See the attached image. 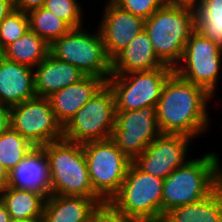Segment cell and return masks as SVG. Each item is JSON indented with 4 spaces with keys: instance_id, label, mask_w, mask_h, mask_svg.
Listing matches in <instances>:
<instances>
[{
    "instance_id": "1",
    "label": "cell",
    "mask_w": 222,
    "mask_h": 222,
    "mask_svg": "<svg viewBox=\"0 0 222 222\" xmlns=\"http://www.w3.org/2000/svg\"><path fill=\"white\" fill-rule=\"evenodd\" d=\"M211 96L204 88L188 82L173 72L164 83L156 106L161 134L197 137L208 127L207 101Z\"/></svg>"
},
{
    "instance_id": "2",
    "label": "cell",
    "mask_w": 222,
    "mask_h": 222,
    "mask_svg": "<svg viewBox=\"0 0 222 222\" xmlns=\"http://www.w3.org/2000/svg\"><path fill=\"white\" fill-rule=\"evenodd\" d=\"M216 153L189 160L163 182L162 219L175 207L203 200L222 184V169ZM220 164V165H219Z\"/></svg>"
},
{
    "instance_id": "3",
    "label": "cell",
    "mask_w": 222,
    "mask_h": 222,
    "mask_svg": "<svg viewBox=\"0 0 222 222\" xmlns=\"http://www.w3.org/2000/svg\"><path fill=\"white\" fill-rule=\"evenodd\" d=\"M195 28V9L184 5L165 3L145 20V31L155 54L173 70L181 62L186 42Z\"/></svg>"
},
{
    "instance_id": "4",
    "label": "cell",
    "mask_w": 222,
    "mask_h": 222,
    "mask_svg": "<svg viewBox=\"0 0 222 222\" xmlns=\"http://www.w3.org/2000/svg\"><path fill=\"white\" fill-rule=\"evenodd\" d=\"M42 147L49 161L52 195L89 197L99 205L104 203L93 191L82 144L63 138Z\"/></svg>"
},
{
    "instance_id": "5",
    "label": "cell",
    "mask_w": 222,
    "mask_h": 222,
    "mask_svg": "<svg viewBox=\"0 0 222 222\" xmlns=\"http://www.w3.org/2000/svg\"><path fill=\"white\" fill-rule=\"evenodd\" d=\"M163 182L131 162L122 186L109 203L135 222H161Z\"/></svg>"
},
{
    "instance_id": "6",
    "label": "cell",
    "mask_w": 222,
    "mask_h": 222,
    "mask_svg": "<svg viewBox=\"0 0 222 222\" xmlns=\"http://www.w3.org/2000/svg\"><path fill=\"white\" fill-rule=\"evenodd\" d=\"M50 53L59 60L74 65L86 76H111V59L106 54L100 31L95 35L84 29H71L50 45Z\"/></svg>"
},
{
    "instance_id": "7",
    "label": "cell",
    "mask_w": 222,
    "mask_h": 222,
    "mask_svg": "<svg viewBox=\"0 0 222 222\" xmlns=\"http://www.w3.org/2000/svg\"><path fill=\"white\" fill-rule=\"evenodd\" d=\"M94 193L104 202L118 193L131 160L111 140L82 144Z\"/></svg>"
},
{
    "instance_id": "8",
    "label": "cell",
    "mask_w": 222,
    "mask_h": 222,
    "mask_svg": "<svg viewBox=\"0 0 222 222\" xmlns=\"http://www.w3.org/2000/svg\"><path fill=\"white\" fill-rule=\"evenodd\" d=\"M115 114V96L106 83L63 127V138L79 144L108 140Z\"/></svg>"
},
{
    "instance_id": "9",
    "label": "cell",
    "mask_w": 222,
    "mask_h": 222,
    "mask_svg": "<svg viewBox=\"0 0 222 222\" xmlns=\"http://www.w3.org/2000/svg\"><path fill=\"white\" fill-rule=\"evenodd\" d=\"M173 72L171 67H160L150 71L111 75L107 84L114 93L116 111L157 106L164 83Z\"/></svg>"
},
{
    "instance_id": "10",
    "label": "cell",
    "mask_w": 222,
    "mask_h": 222,
    "mask_svg": "<svg viewBox=\"0 0 222 222\" xmlns=\"http://www.w3.org/2000/svg\"><path fill=\"white\" fill-rule=\"evenodd\" d=\"M10 127L34 147L63 139V126L46 97L36 96L10 107Z\"/></svg>"
},
{
    "instance_id": "11",
    "label": "cell",
    "mask_w": 222,
    "mask_h": 222,
    "mask_svg": "<svg viewBox=\"0 0 222 222\" xmlns=\"http://www.w3.org/2000/svg\"><path fill=\"white\" fill-rule=\"evenodd\" d=\"M222 47L212 39L204 37L196 29L186 42L182 62L174 72L184 80L204 88L214 96L216 82L220 72Z\"/></svg>"
},
{
    "instance_id": "12",
    "label": "cell",
    "mask_w": 222,
    "mask_h": 222,
    "mask_svg": "<svg viewBox=\"0 0 222 222\" xmlns=\"http://www.w3.org/2000/svg\"><path fill=\"white\" fill-rule=\"evenodd\" d=\"M161 134L156 106L116 111L111 140L133 162Z\"/></svg>"
},
{
    "instance_id": "13",
    "label": "cell",
    "mask_w": 222,
    "mask_h": 222,
    "mask_svg": "<svg viewBox=\"0 0 222 222\" xmlns=\"http://www.w3.org/2000/svg\"><path fill=\"white\" fill-rule=\"evenodd\" d=\"M191 139L180 134H160L133 163L142 172L164 180L189 161L185 159Z\"/></svg>"
},
{
    "instance_id": "14",
    "label": "cell",
    "mask_w": 222,
    "mask_h": 222,
    "mask_svg": "<svg viewBox=\"0 0 222 222\" xmlns=\"http://www.w3.org/2000/svg\"><path fill=\"white\" fill-rule=\"evenodd\" d=\"M99 26L106 54L112 60L145 29V20L121 9L109 0Z\"/></svg>"
},
{
    "instance_id": "15",
    "label": "cell",
    "mask_w": 222,
    "mask_h": 222,
    "mask_svg": "<svg viewBox=\"0 0 222 222\" xmlns=\"http://www.w3.org/2000/svg\"><path fill=\"white\" fill-rule=\"evenodd\" d=\"M8 186L36 191L45 198L51 195L49 161L43 147H33L9 172Z\"/></svg>"
},
{
    "instance_id": "16",
    "label": "cell",
    "mask_w": 222,
    "mask_h": 222,
    "mask_svg": "<svg viewBox=\"0 0 222 222\" xmlns=\"http://www.w3.org/2000/svg\"><path fill=\"white\" fill-rule=\"evenodd\" d=\"M106 83L103 78L85 76L47 97L58 122L64 127Z\"/></svg>"
},
{
    "instance_id": "17",
    "label": "cell",
    "mask_w": 222,
    "mask_h": 222,
    "mask_svg": "<svg viewBox=\"0 0 222 222\" xmlns=\"http://www.w3.org/2000/svg\"><path fill=\"white\" fill-rule=\"evenodd\" d=\"M35 97L34 69L0 55V105L12 107Z\"/></svg>"
},
{
    "instance_id": "18",
    "label": "cell",
    "mask_w": 222,
    "mask_h": 222,
    "mask_svg": "<svg viewBox=\"0 0 222 222\" xmlns=\"http://www.w3.org/2000/svg\"><path fill=\"white\" fill-rule=\"evenodd\" d=\"M86 75L72 64L59 60L51 53L34 70V89L38 97H49Z\"/></svg>"
},
{
    "instance_id": "19",
    "label": "cell",
    "mask_w": 222,
    "mask_h": 222,
    "mask_svg": "<svg viewBox=\"0 0 222 222\" xmlns=\"http://www.w3.org/2000/svg\"><path fill=\"white\" fill-rule=\"evenodd\" d=\"M165 66L157 57L145 29L111 60V75L150 71Z\"/></svg>"
},
{
    "instance_id": "20",
    "label": "cell",
    "mask_w": 222,
    "mask_h": 222,
    "mask_svg": "<svg viewBox=\"0 0 222 222\" xmlns=\"http://www.w3.org/2000/svg\"><path fill=\"white\" fill-rule=\"evenodd\" d=\"M98 205L89 197L51 194L45 198L42 222H88Z\"/></svg>"
},
{
    "instance_id": "21",
    "label": "cell",
    "mask_w": 222,
    "mask_h": 222,
    "mask_svg": "<svg viewBox=\"0 0 222 222\" xmlns=\"http://www.w3.org/2000/svg\"><path fill=\"white\" fill-rule=\"evenodd\" d=\"M161 222H222V184L203 200L173 208Z\"/></svg>"
},
{
    "instance_id": "22",
    "label": "cell",
    "mask_w": 222,
    "mask_h": 222,
    "mask_svg": "<svg viewBox=\"0 0 222 222\" xmlns=\"http://www.w3.org/2000/svg\"><path fill=\"white\" fill-rule=\"evenodd\" d=\"M0 201L11 220L42 219L45 197L36 191L7 186L0 190Z\"/></svg>"
},
{
    "instance_id": "23",
    "label": "cell",
    "mask_w": 222,
    "mask_h": 222,
    "mask_svg": "<svg viewBox=\"0 0 222 222\" xmlns=\"http://www.w3.org/2000/svg\"><path fill=\"white\" fill-rule=\"evenodd\" d=\"M50 53V45L30 29L7 46L0 55L5 59L35 68Z\"/></svg>"
},
{
    "instance_id": "24",
    "label": "cell",
    "mask_w": 222,
    "mask_h": 222,
    "mask_svg": "<svg viewBox=\"0 0 222 222\" xmlns=\"http://www.w3.org/2000/svg\"><path fill=\"white\" fill-rule=\"evenodd\" d=\"M194 9L195 29L222 47V0H201Z\"/></svg>"
},
{
    "instance_id": "25",
    "label": "cell",
    "mask_w": 222,
    "mask_h": 222,
    "mask_svg": "<svg viewBox=\"0 0 222 222\" xmlns=\"http://www.w3.org/2000/svg\"><path fill=\"white\" fill-rule=\"evenodd\" d=\"M27 14L30 30L49 45L72 29L64 20L44 7L33 9Z\"/></svg>"
},
{
    "instance_id": "26",
    "label": "cell",
    "mask_w": 222,
    "mask_h": 222,
    "mask_svg": "<svg viewBox=\"0 0 222 222\" xmlns=\"http://www.w3.org/2000/svg\"><path fill=\"white\" fill-rule=\"evenodd\" d=\"M33 147L30 142L10 127L0 135V163L10 172Z\"/></svg>"
},
{
    "instance_id": "27",
    "label": "cell",
    "mask_w": 222,
    "mask_h": 222,
    "mask_svg": "<svg viewBox=\"0 0 222 222\" xmlns=\"http://www.w3.org/2000/svg\"><path fill=\"white\" fill-rule=\"evenodd\" d=\"M29 18L26 12L13 9L0 22V53L29 30Z\"/></svg>"
},
{
    "instance_id": "28",
    "label": "cell",
    "mask_w": 222,
    "mask_h": 222,
    "mask_svg": "<svg viewBox=\"0 0 222 222\" xmlns=\"http://www.w3.org/2000/svg\"><path fill=\"white\" fill-rule=\"evenodd\" d=\"M43 7L64 20L72 29L82 25V11L76 0H46Z\"/></svg>"
},
{
    "instance_id": "29",
    "label": "cell",
    "mask_w": 222,
    "mask_h": 222,
    "mask_svg": "<svg viewBox=\"0 0 222 222\" xmlns=\"http://www.w3.org/2000/svg\"><path fill=\"white\" fill-rule=\"evenodd\" d=\"M121 9L139 16L144 20L148 19L156 10L161 8L165 0H112Z\"/></svg>"
},
{
    "instance_id": "30",
    "label": "cell",
    "mask_w": 222,
    "mask_h": 222,
    "mask_svg": "<svg viewBox=\"0 0 222 222\" xmlns=\"http://www.w3.org/2000/svg\"><path fill=\"white\" fill-rule=\"evenodd\" d=\"M89 222H135L126 218L109 202L102 203L92 212Z\"/></svg>"
},
{
    "instance_id": "31",
    "label": "cell",
    "mask_w": 222,
    "mask_h": 222,
    "mask_svg": "<svg viewBox=\"0 0 222 222\" xmlns=\"http://www.w3.org/2000/svg\"><path fill=\"white\" fill-rule=\"evenodd\" d=\"M46 0H14V9L26 12L41 8L44 6Z\"/></svg>"
},
{
    "instance_id": "32",
    "label": "cell",
    "mask_w": 222,
    "mask_h": 222,
    "mask_svg": "<svg viewBox=\"0 0 222 222\" xmlns=\"http://www.w3.org/2000/svg\"><path fill=\"white\" fill-rule=\"evenodd\" d=\"M10 128V107L0 105V135Z\"/></svg>"
},
{
    "instance_id": "33",
    "label": "cell",
    "mask_w": 222,
    "mask_h": 222,
    "mask_svg": "<svg viewBox=\"0 0 222 222\" xmlns=\"http://www.w3.org/2000/svg\"><path fill=\"white\" fill-rule=\"evenodd\" d=\"M14 9V0H0V22Z\"/></svg>"
},
{
    "instance_id": "34",
    "label": "cell",
    "mask_w": 222,
    "mask_h": 222,
    "mask_svg": "<svg viewBox=\"0 0 222 222\" xmlns=\"http://www.w3.org/2000/svg\"><path fill=\"white\" fill-rule=\"evenodd\" d=\"M201 0H165L166 4L195 7Z\"/></svg>"
},
{
    "instance_id": "35",
    "label": "cell",
    "mask_w": 222,
    "mask_h": 222,
    "mask_svg": "<svg viewBox=\"0 0 222 222\" xmlns=\"http://www.w3.org/2000/svg\"><path fill=\"white\" fill-rule=\"evenodd\" d=\"M9 172L0 163V190L8 186Z\"/></svg>"
},
{
    "instance_id": "36",
    "label": "cell",
    "mask_w": 222,
    "mask_h": 222,
    "mask_svg": "<svg viewBox=\"0 0 222 222\" xmlns=\"http://www.w3.org/2000/svg\"><path fill=\"white\" fill-rule=\"evenodd\" d=\"M0 222H11L10 214L7 212L6 207L0 201Z\"/></svg>"
},
{
    "instance_id": "37",
    "label": "cell",
    "mask_w": 222,
    "mask_h": 222,
    "mask_svg": "<svg viewBox=\"0 0 222 222\" xmlns=\"http://www.w3.org/2000/svg\"><path fill=\"white\" fill-rule=\"evenodd\" d=\"M11 222H42V219L11 220Z\"/></svg>"
}]
</instances>
